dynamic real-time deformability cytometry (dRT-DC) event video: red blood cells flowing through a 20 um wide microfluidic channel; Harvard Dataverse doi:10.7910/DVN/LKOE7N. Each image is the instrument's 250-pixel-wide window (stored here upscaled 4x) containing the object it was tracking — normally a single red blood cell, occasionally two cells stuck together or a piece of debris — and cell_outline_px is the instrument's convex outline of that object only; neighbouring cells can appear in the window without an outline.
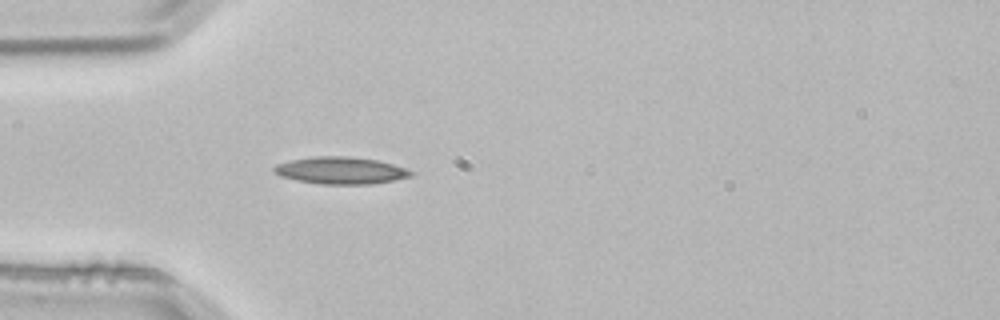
{"species": "common noctule bat (a hibernating species)", "species_latin": "Nyctalus noctula", "temperature_condition": "room temperature", "stored_images_in_passage": 2, "camera_frame_rate_fps": 3000, "um_per_image_px": 0.085, "animal": {"sex": "male", "body_mass_g": 21.5, "forearm_length_mm": 52.0}, "frame": {"image": 1, "passage_image": 2, "time_ms": 0.333, "image_size_px": [1000, 320], "cell_outline_px": [[416, 172], [412, 176], [392, 180], [368, 184], [320, 184], [296, 180], [280, 176], [272, 172], [272, 168], [276, 164], [292, 160], [312, 156], [348, 156], [376, 160], [392, 164]], "centroid_in_image_um": [28.92, 14.49], "position_along_channel_um": 56.1, "area_um2": 21.56}}